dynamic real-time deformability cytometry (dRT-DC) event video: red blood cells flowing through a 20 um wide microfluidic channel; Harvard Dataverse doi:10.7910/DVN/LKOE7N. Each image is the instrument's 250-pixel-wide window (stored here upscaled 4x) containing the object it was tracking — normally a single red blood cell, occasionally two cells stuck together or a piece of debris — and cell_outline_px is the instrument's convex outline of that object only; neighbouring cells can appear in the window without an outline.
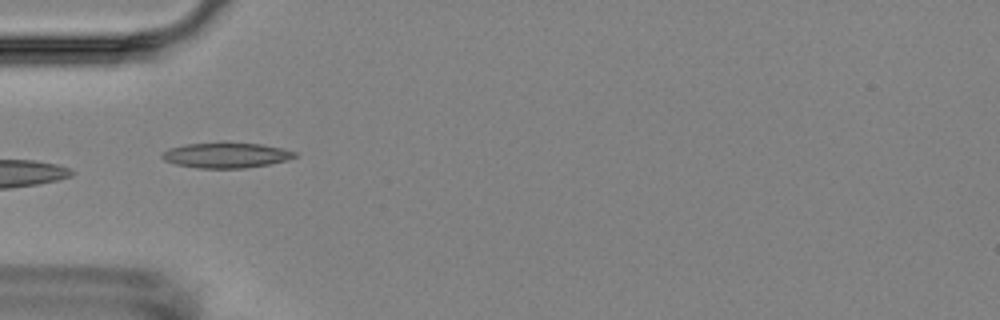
{"species": "Egyptian fruit bat (a non-hibernating species)", "species_latin": "Rousettus aegyptiacus", "temperature_condition": "room temperature", "stored_images_in_passage": 3, "camera_frame_rate_fps": 3000, "um_per_image_px": 0.085, "animal": {"sex": "female"}, "frame": {"image": 1, "passage_image": 1, "time_ms": 0.0, "image_size_px": [1000, 320], "cell_outline_px": [[296, 156], [288, 160], [268, 164], [244, 168], [200, 168], [176, 164], [164, 160], [160, 156], [168, 148], [184, 144], [220, 140], [228, 140], [260, 144], [280, 148], [296, 152]], "centroid_in_image_um": [19.18, 13.15], "position_along_channel_um": 65.8, "area_um2": 20.17}}